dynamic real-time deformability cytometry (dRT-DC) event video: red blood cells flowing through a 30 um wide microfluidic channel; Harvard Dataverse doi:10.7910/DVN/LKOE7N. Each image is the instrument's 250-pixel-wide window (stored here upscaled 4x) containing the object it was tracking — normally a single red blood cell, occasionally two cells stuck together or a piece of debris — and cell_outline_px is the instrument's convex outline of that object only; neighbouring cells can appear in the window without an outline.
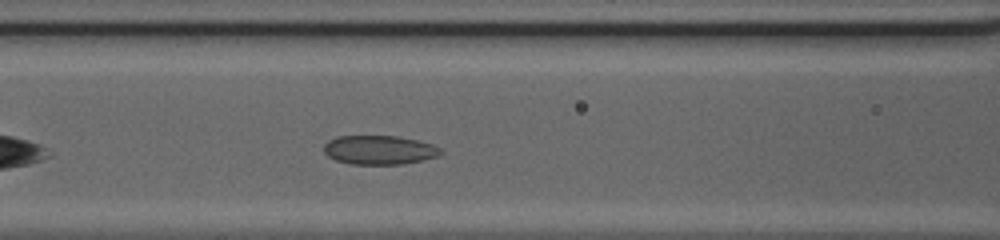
{"species": "common noctule bat (a hibernating species)", "species_latin": "Nyctalus noctula", "temperature_condition": "cold", "stored_images_in_passage": 31, "camera_frame_rate_fps": 3000, "um_per_image_px": 0.085, "animal": {"sex": "female", "body_mass_g": 20.0, "forearm_length_mm": 54.0}, "frame": {"image": 1, "passage_image": 8, "time_ms": 2.333, "image_size_px": [1000, 240], "cell_outline_px": [[444, 152], [440, 156], [404, 164], [348, 164], [336, 160], [328, 156], [324, 152], [324, 144], [328, 140], [336, 136], [396, 136], [416, 140], [432, 144], [440, 148]], "centroid_in_image_um": [32.24, 12.75], "position_along_channel_um": 134.4, "area_um2": 19.88}}
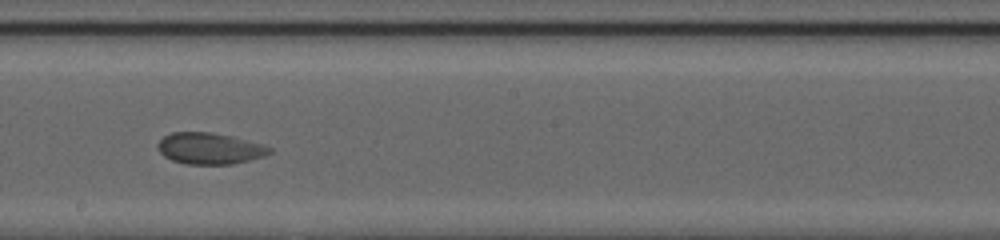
{"frame": {"image": 2, "passage_image": 15, "time_ms": 4.667, "image_size_px": [1000, 240], "cell_outline_px": [[272, 152], [264, 156], [232, 164], [184, 164], [172, 160], [164, 156], [160, 152], [156, 144], [164, 136], [172, 132], [212, 132], [232, 136], [264, 144], [272, 148]], "centroid_in_image_um": [17.82, 12.61], "position_along_channel_um": 230.4, "area_um2": 20.52}}
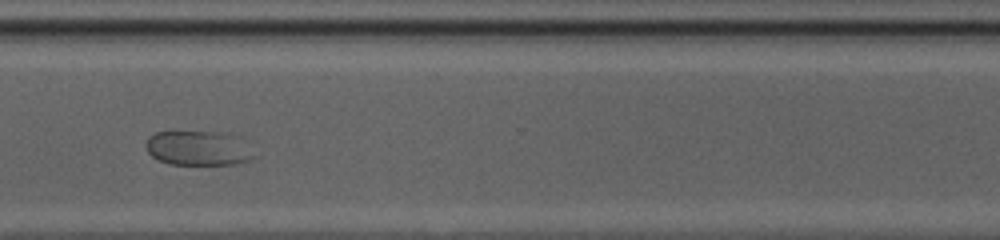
{"frame": {"image": 3, "passage_image": 24, "time_ms": 7.667, "image_size_px": [1000, 240], "cell_outline_px": [[252, 156], [248, 160], [236, 164], [168, 164], [152, 156], [148, 152], [144, 144], [148, 136], [156, 132], [228, 132], [240, 136]], "centroid_in_image_um": [16.79, 12.57], "position_along_channel_um": 353.8, "area_um2": 21.68}}